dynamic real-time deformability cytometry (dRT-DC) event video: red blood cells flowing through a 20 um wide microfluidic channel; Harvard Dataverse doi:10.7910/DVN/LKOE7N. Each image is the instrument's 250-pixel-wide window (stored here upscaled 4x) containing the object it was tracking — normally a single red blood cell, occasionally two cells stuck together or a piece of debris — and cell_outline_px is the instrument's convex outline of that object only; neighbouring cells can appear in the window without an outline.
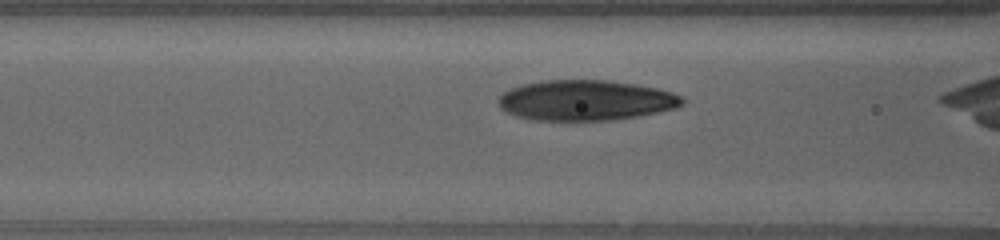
{"species": "human", "species_latin": "Homo sapiens", "temperature_condition": "warm", "stored_images_in_passage": 27, "camera_frame_rate_fps": 3000, "um_per_image_px": 0.085, "donor": {"sex": "female"}, "frame": {"image": 1, "passage_image": 15, "time_ms": 3.0, "image_size_px": [1000, 240], "cell_outline_px": [[684, 104], [676, 108], [660, 112], [640, 116], [612, 120], [532, 120], [516, 116], [500, 108], [500, 96], [508, 88], [520, 84], [544, 80], [608, 80], [636, 84], [656, 88], [672, 92], [680, 96], [684, 100]], "centroid_in_image_um": [49.8, 8.52], "position_along_channel_um": 116.8, "area_um2": 43.47}}
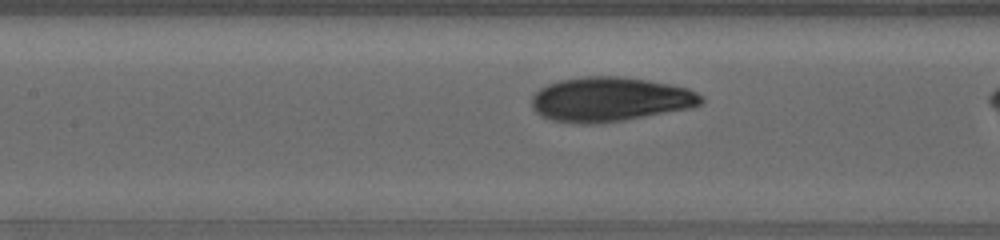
{"frame": {"image": 2, "passage_image": 21, "time_ms": 4.333, "image_size_px": [1000, 240], "cell_outline_px": [[704, 100], [700, 104], [692, 108], [624, 120], [592, 124], [584, 124], [552, 120], [540, 116], [532, 108], [532, 96], [540, 88], [548, 84], [560, 80], [584, 76], [616, 76], [648, 80], [688, 88], [704, 96]], "centroid_in_image_um": [51.85, 8.44], "position_along_channel_um": 155.5, "area_um2": 43.93}}